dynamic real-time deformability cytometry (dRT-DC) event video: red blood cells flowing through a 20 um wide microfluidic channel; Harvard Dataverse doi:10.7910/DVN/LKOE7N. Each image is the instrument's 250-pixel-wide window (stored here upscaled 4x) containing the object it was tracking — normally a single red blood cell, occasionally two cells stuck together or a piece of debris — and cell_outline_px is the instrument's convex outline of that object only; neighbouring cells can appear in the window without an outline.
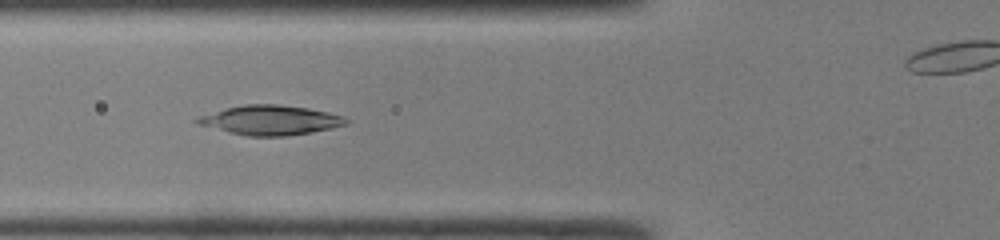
{"species": "common noctule bat (a hibernating species)", "species_latin": "Nyctalus noctula", "temperature_condition": "room temperature", "stored_images_in_passage": 40, "camera_frame_rate_fps": 3000, "um_per_image_px": 0.085, "animal": {"sex": "male", "body_mass_g": 19.0, "forearm_length_mm": 50.8}, "frame": {"image": 1, "passage_image": 16, "time_ms": 5.0, "image_size_px": [1000, 240], "cell_outline_px": [[348, 124], [312, 132], [284, 136], [248, 136], [228, 132], [196, 124], [192, 120], [200, 116], [228, 108], [244, 104], [280, 104], [308, 108], [328, 112], [344, 116], [348, 120]], "centroid_in_image_um": [22.98, 10.21], "position_along_channel_um": 102.8, "area_um2": 25.55}}
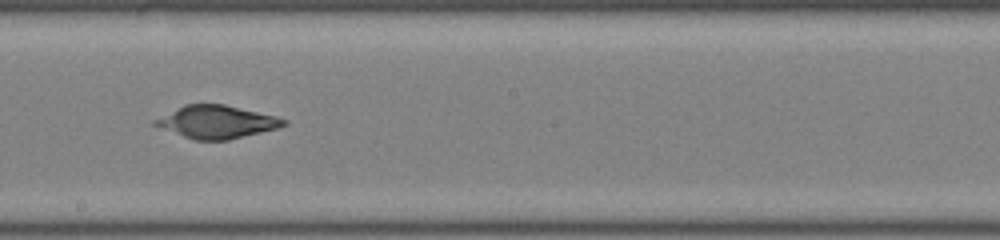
{"frame": {"image": 2, "passage_image": 25, "time_ms": 8.0, "image_size_px": [1000, 240], "cell_outline_px": [[288, 124], [276, 128], [228, 140], [192, 140], [152, 124], [152, 120], [184, 104], [224, 104], [276, 116], [288, 120]], "centroid_in_image_um": [18.39, 10.36], "position_along_channel_um": 229.8, "area_um2": 24.45}}
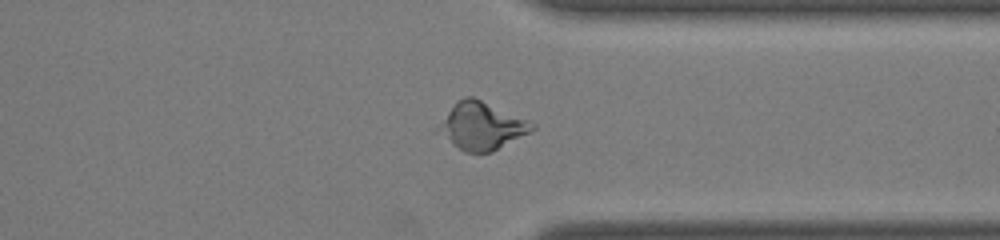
{"frame": {"image": 3, "passage_image": 35, "time_ms": 11.333, "image_size_px": [1000, 240], "cell_outline_px": [[536, 128], [492, 152], [464, 152], [452, 144], [436, 132], [432, 128], [464, 96], [472, 96], [528, 120], [536, 124]], "centroid_in_image_um": [40.89, 10.72], "position_along_channel_um": 370.5, "area_um2": 25.61}}